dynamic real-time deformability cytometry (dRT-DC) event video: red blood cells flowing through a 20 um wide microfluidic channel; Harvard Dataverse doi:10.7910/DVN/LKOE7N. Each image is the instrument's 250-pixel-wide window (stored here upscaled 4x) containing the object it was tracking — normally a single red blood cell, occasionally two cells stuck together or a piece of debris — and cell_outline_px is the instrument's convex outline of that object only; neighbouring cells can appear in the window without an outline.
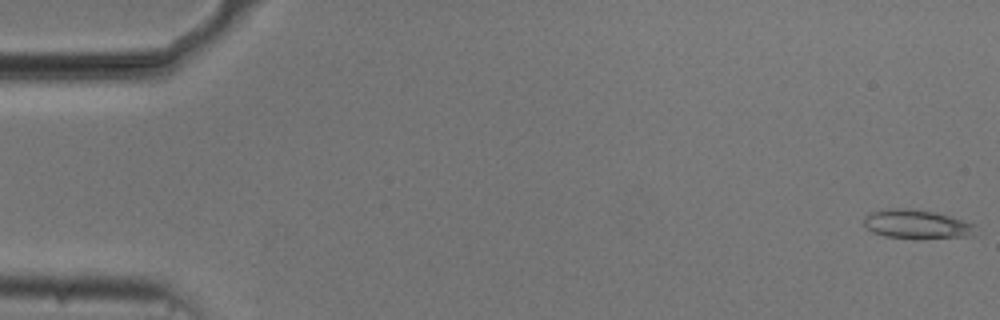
{"species": "common noctule bat (a hibernating species)", "species_latin": "Nyctalus noctula", "temperature_condition": "cold", "stored_images_in_passage": 54, "camera_frame_rate_fps": 3000, "um_per_image_px": 0.085, "animal": {"sex": "male", "body_mass_g": 20.5, "forearm_length_mm": 52.5}, "frame": {"image": 1, "passage_image": 1, "time_ms": 0.0, "image_size_px": [1000, 320], "cell_outline_px": [[976, 224], [972, 236], [916, 240], [884, 236], [872, 232], [864, 224], [864, 216], [872, 212], [888, 208], [904, 208], [932, 212], [948, 216]], "centroid_in_image_um": [77.91, 19.09], "position_along_channel_um": 7.1, "area_um2": 19.02}}
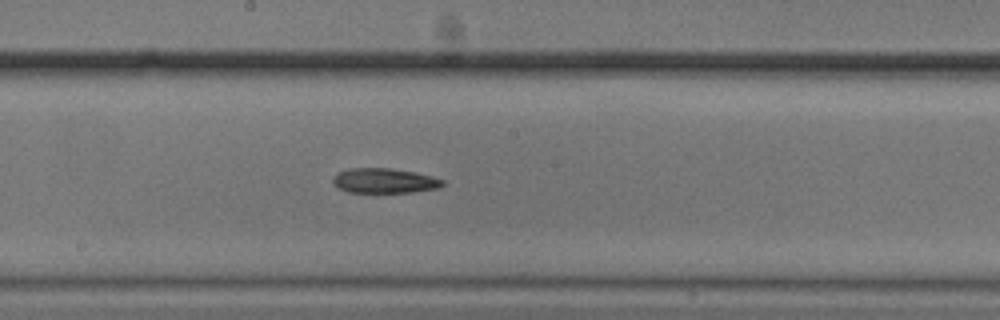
{"frame": {"image": 2, "passage_image": 29, "time_ms": 9.333, "image_size_px": [1000, 320], "cell_outline_px": [[444, 184], [440, 188], [412, 192], [348, 192], [340, 188], [332, 180], [336, 172], [348, 168], [392, 168], [432, 176], [444, 180]], "centroid_in_image_um": [32.68, 15.35], "position_along_channel_um": 215.5, "area_um2": 15.84}}
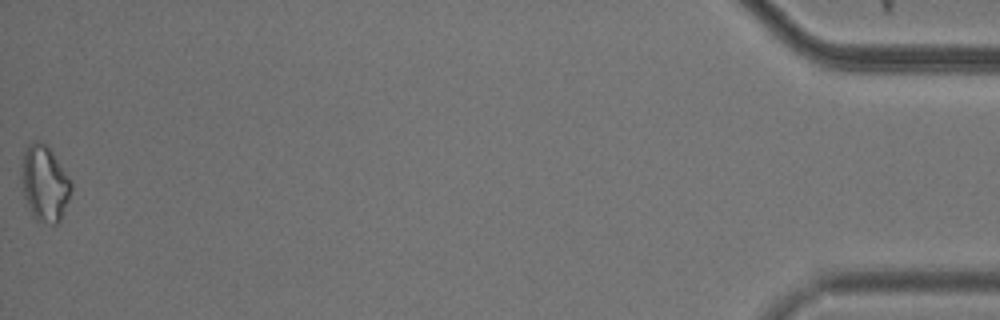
{"frame": {"image": 3, "passage_image": 54, "time_ms": 17.667, "image_size_px": [1000, 320], "cell_outline_px": [[72, 188], [68, 200], [60, 220], [56, 224], [52, 224], [36, 220], [32, 216], [24, 196], [20, 176], [20, 168], [24, 152], [28, 144], [32, 140], [40, 140], [48, 144], [68, 176], [72, 184]], "centroid_in_image_um": [3.76, 15.54], "position_along_channel_um": 431.4, "area_um2": 22.25}, "authors_computed_cell_mechanics": {"area_um2": 17.1088, "velocity_mm_per_s": 3.7621, "shape_relaxation_time_tau1_ms": null, "shape_relaxation_time_tau2_ms": 7.1426, "deformation_change_tau1": null, "deformation_change_tau2": 0.165}}